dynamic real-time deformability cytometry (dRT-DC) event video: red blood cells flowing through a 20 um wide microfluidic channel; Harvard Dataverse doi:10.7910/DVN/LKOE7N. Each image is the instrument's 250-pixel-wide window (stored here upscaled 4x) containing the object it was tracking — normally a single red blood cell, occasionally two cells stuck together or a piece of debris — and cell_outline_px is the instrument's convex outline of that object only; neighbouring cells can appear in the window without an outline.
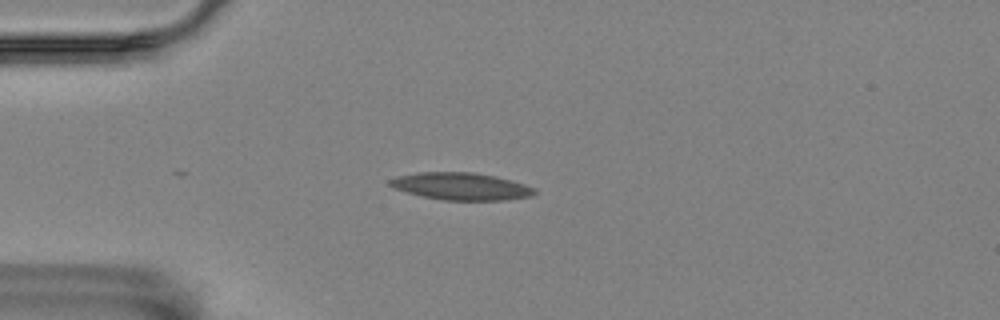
{"species": "Egyptian fruit bat (a non-hibernating species)", "species_latin": "Rousettus aegyptiacus", "temperature_condition": "room temperature", "stored_images_in_passage": 20, "camera_frame_rate_fps": 3000, "um_per_image_px": 0.085, "animal": {"sex": "female"}, "frame": {"image": 1, "passage_image": 9, "time_ms": 2.667, "image_size_px": [1000, 320], "cell_outline_px": [[536, 192], [532, 196], [504, 200], [444, 200], [424, 196], [408, 192], [396, 188], [388, 184], [388, 180], [396, 176], [416, 172], [472, 172], [496, 176], [524, 184], [536, 188]], "centroid_in_image_um": [39.2, 15.83], "position_along_channel_um": 45.8, "area_um2": 22.89}}
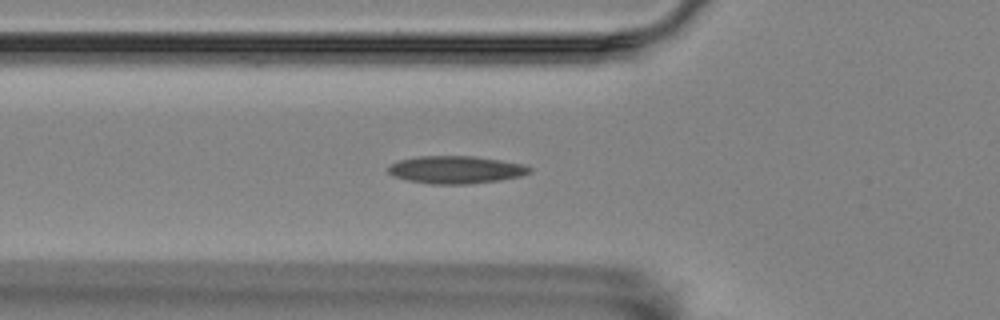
{"frame": {"image": 2, "passage_image": 14, "time_ms": 4.333, "image_size_px": [1000, 320], "cell_outline_px": [[532, 172], [520, 176], [500, 180], [468, 184], [432, 184], [408, 180], [392, 176], [388, 172], [388, 168], [392, 164], [400, 160], [420, 156], [472, 156], [500, 160], [520, 164], [532, 168]], "centroid_in_image_um": [38.75, 14.43], "position_along_channel_um": 87.1, "area_um2": 22.54}}
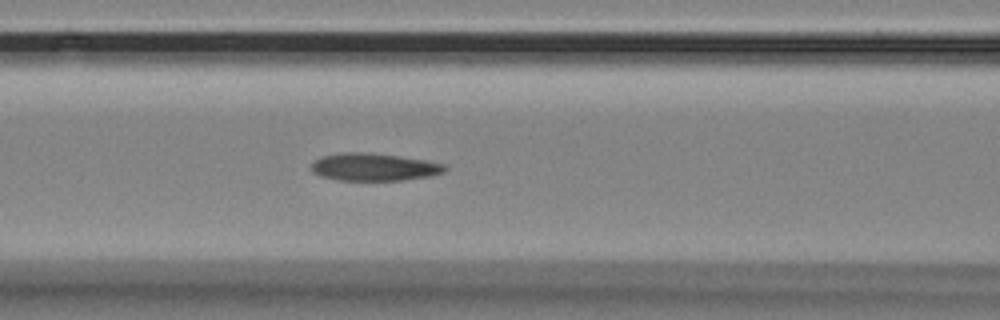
{"frame": {"image": 3, "passage_image": 18, "time_ms": 5.667, "image_size_px": [1000, 320], "cell_outline_px": [[448, 168], [444, 172], [428, 176], [400, 180], [340, 180], [320, 176], [312, 172], [312, 164], [320, 156], [344, 152], [368, 152], [424, 160], [444, 164]], "centroid_in_image_um": [31.76, 14.19], "position_along_channel_um": 134.8, "area_um2": 21.21}}